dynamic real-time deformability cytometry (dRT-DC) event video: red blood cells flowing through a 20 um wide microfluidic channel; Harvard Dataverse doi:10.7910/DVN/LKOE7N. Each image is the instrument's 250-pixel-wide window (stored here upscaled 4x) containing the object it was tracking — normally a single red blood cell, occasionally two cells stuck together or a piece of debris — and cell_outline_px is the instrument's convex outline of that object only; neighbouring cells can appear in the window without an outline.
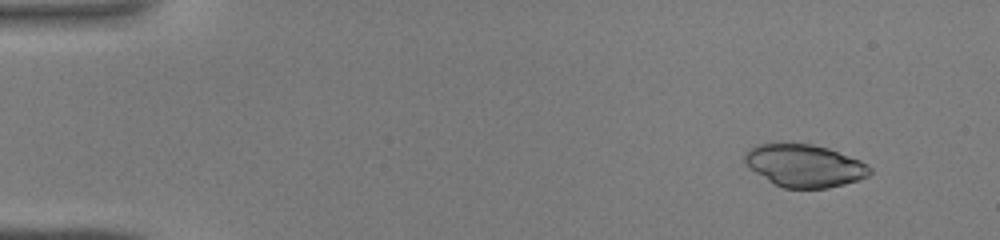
{"species": "common noctule bat (a hibernating species)", "species_latin": "Nyctalus noctula", "temperature_condition": "warm", "stored_images_in_passage": 42, "camera_frame_rate_fps": 3000, "um_per_image_px": 0.085, "animal": {"sex": "male", "body_mass_g": 19.0, "forearm_length_mm": 50.8}, "frame": {"image": 1, "passage_image": 2, "time_ms": 0.333, "image_size_px": [1000, 240], "cell_outline_px": [[872, 172], [868, 176], [860, 180], [828, 188], [784, 188], [768, 180], [744, 164], [744, 156], [756, 144], [776, 140], [812, 144], [828, 148], [860, 160], [868, 164], [872, 168]], "centroid_in_image_um": [68.38, 14.04], "position_along_channel_um": 16.6, "area_um2": 31.62}}